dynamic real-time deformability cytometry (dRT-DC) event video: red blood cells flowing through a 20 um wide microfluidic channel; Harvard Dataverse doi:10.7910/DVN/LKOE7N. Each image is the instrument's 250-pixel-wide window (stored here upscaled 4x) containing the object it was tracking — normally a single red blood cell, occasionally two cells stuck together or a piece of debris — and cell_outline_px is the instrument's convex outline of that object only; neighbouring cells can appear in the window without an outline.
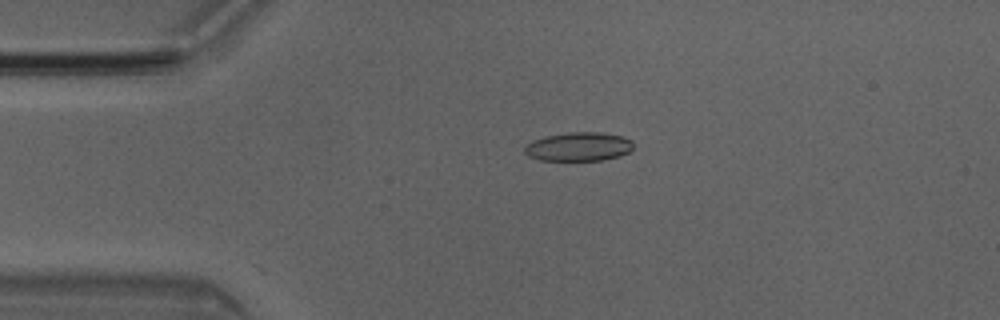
{"species": "Egyptian fruit bat (a non-hibernating species)", "species_latin": "Rousettus aegyptiacus", "temperature_condition": "room temperature", "stored_images_in_passage": 5, "camera_frame_rate_fps": 3000, "um_per_image_px": 0.085, "animal": {"sex": "male"}, "frame": {"image": 1, "passage_image": 4, "time_ms": 1.0, "image_size_px": [1000, 320], "cell_outline_px": [[632, 148], [628, 152], [620, 156], [600, 160], [540, 160], [528, 156], [524, 152], [524, 148], [532, 140], [544, 136], [568, 132], [604, 132], [620, 136], [632, 140]], "centroid_in_image_um": [49.16, 12.46], "position_along_channel_um": 35.8, "area_um2": 18.26}}